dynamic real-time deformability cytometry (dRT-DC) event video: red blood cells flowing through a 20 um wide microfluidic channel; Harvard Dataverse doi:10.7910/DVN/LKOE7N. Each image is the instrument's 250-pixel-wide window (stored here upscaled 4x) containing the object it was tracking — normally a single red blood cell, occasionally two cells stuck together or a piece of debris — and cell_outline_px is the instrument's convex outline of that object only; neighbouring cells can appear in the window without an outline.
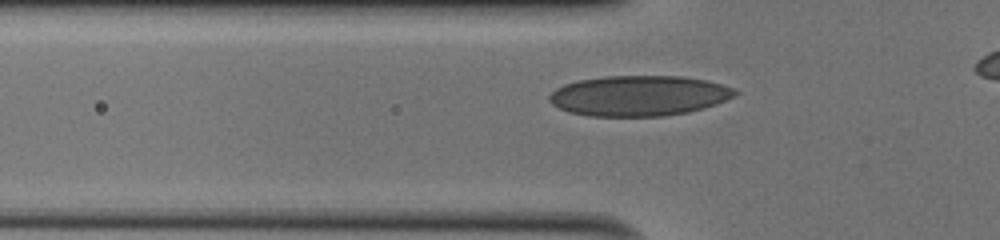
{"species": "human", "species_latin": "Homo sapiens", "temperature_condition": "cold", "stored_images_in_passage": 32, "camera_frame_rate_fps": 3000, "um_per_image_px": 0.085, "donor": {"sex": "male"}, "frame": {"image": 1, "passage_image": 8, "time_ms": 2.333, "image_size_px": [1000, 240], "cell_outline_px": [[740, 92], [736, 96], [716, 104], [704, 108], [688, 112], [664, 116], [588, 116], [568, 112], [552, 104], [548, 100], [548, 96], [556, 88], [564, 84], [580, 80], [604, 76], [680, 76], [704, 80], [736, 88]], "centroid_in_image_um": [54.32, 8.14], "position_along_channel_um": 71.5, "area_um2": 43.87}}
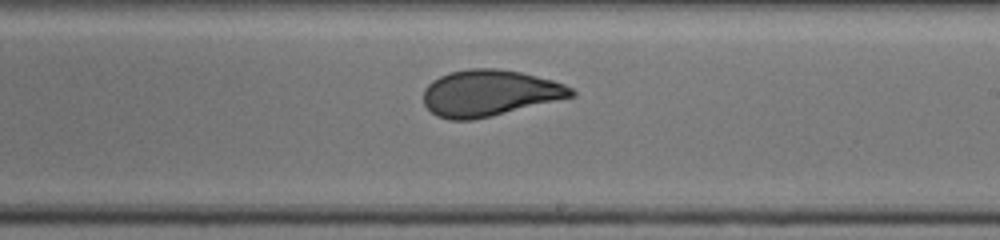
{"frame": {"image": 2, "passage_image": 21, "time_ms": 6.667, "image_size_px": [1000, 240], "cell_outline_px": [[576, 96], [472, 120], [448, 120], [436, 116], [424, 104], [424, 88], [432, 80], [448, 72], [468, 68], [496, 68], [520, 72], [552, 80], [564, 84], [572, 88], [576, 92]], "centroid_in_image_um": [41.59, 7.9], "position_along_channel_um": 247.4, "area_um2": 39.82}}
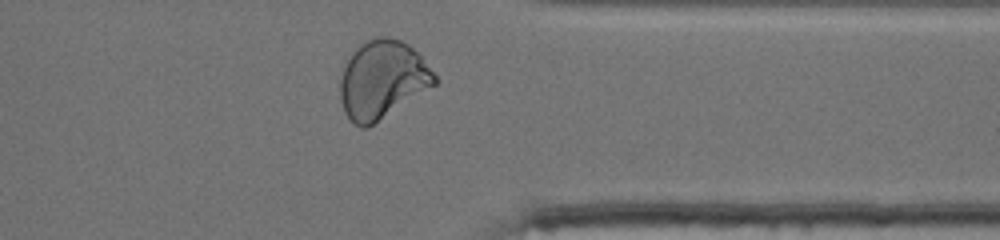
{"frame": {"image": 3, "passage_image": 31, "time_ms": 10.0, "image_size_px": [1000, 240], "cell_outline_px": [[436, 84], [368, 128], [360, 128], [344, 112], [340, 100], [340, 80], [344, 64], [352, 52], [360, 44], [376, 36], [388, 36], [400, 40], [408, 44], [420, 56], [436, 76]], "centroid_in_image_um": [32.47, 6.77], "position_along_channel_um": 378.9, "area_um2": 42.77}, "authors_computed_cell_mechanics": {"area_um2": 40.6623, "velocity_mm_per_s": 4.0723, "shape_relaxation_time_tau1_ms": 6.4636, "shape_relaxation_time_tau2_ms": null, "deformation_change_tau1": 0.1979, "deformation_change_tau2": null}}